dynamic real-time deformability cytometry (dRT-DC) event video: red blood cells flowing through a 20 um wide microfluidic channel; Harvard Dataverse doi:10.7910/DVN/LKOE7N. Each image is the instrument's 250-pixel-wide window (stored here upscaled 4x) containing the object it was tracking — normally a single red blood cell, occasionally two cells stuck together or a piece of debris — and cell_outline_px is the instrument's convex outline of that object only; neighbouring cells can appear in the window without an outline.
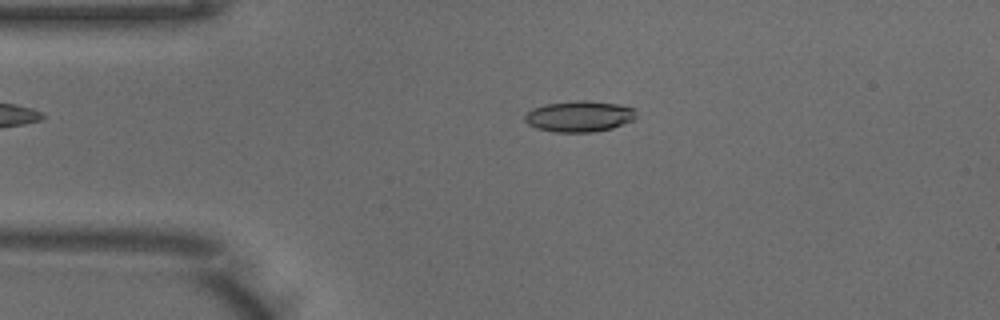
{"species": "common noctule bat (a hibernating species)", "species_latin": "Nyctalus noctula", "temperature_condition": "warm", "stored_images_in_passage": 49, "camera_frame_rate_fps": 3000, "um_per_image_px": 0.085, "animal": {"sex": "male", "body_mass_g": 18.8}, "frame": {"image": 1, "passage_image": 10, "time_ms": 3.0, "image_size_px": [1000, 320], "cell_outline_px": [[636, 116], [632, 120], [612, 128], [592, 132], [552, 132], [536, 128], [528, 124], [524, 120], [524, 116], [532, 108], [544, 104], [580, 100], [588, 100], [616, 104], [636, 108]], "centroid_in_image_um": [49.22, 9.88], "position_along_channel_um": 35.8, "area_um2": 20.17}}
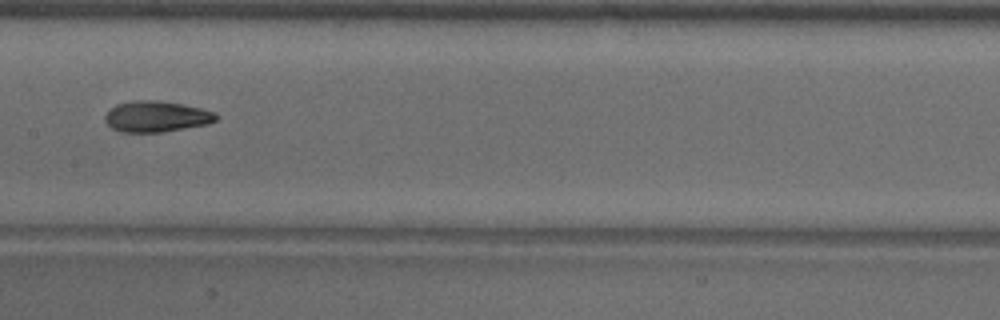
{"frame": {"image": 2, "passage_image": 24, "time_ms": 7.667, "image_size_px": [1000, 320], "cell_outline_px": [[220, 116], [216, 120], [208, 124], [160, 132], [120, 132], [112, 128], [104, 120], [104, 116], [116, 104], [132, 100], [156, 100], [180, 104], [200, 108], [216, 112]], "centroid_in_image_um": [13.29, 9.9], "position_along_channel_um": 194.1, "area_um2": 20.0}}
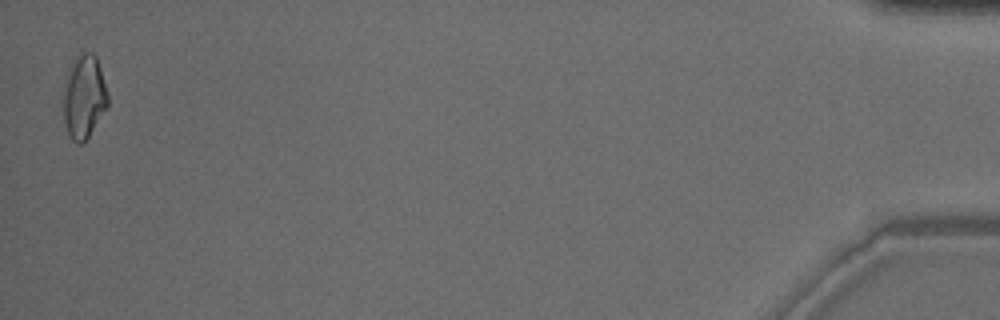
{"frame": {"image": 3, "passage_image": 49, "time_ms": 16.0, "image_size_px": [1000, 320], "cell_outline_px": [[108, 104], [88, 136], [80, 144], [72, 140], [68, 136], [64, 120], [60, 100], [60, 92], [72, 64], [76, 56], [84, 52], [92, 52], [96, 56], [100, 68], [108, 96]], "centroid_in_image_um": [7.07, 8.22], "position_along_channel_um": 428.1, "area_um2": 21.79}, "authors_computed_cell_mechanics": {"area_um2": 19.8832, "velocity_mm_per_s": 3.9864, "shape_relaxation_time_tau1_ms": 9.5523, "shape_relaxation_time_tau2_ms": 2.6269, "deformation_change_tau1": 0.2354, "deformation_change_tau2": 0.093}}